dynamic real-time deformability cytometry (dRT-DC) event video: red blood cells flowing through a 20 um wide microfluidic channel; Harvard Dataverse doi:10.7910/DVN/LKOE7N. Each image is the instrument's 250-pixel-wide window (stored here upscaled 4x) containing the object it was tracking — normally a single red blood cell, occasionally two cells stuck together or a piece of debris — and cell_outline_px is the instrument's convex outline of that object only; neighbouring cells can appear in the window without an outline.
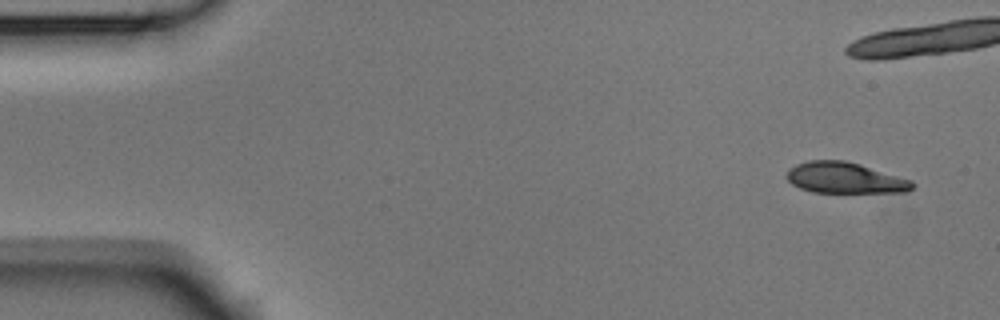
{"species": "Egyptian fruit bat (a non-hibernating species)", "species_latin": "Rousettus aegyptiacus", "temperature_condition": "room temperature", "stored_images_in_passage": 8, "camera_frame_rate_fps": 3000, "um_per_image_px": 0.085, "animal": {"sex": "male"}, "frame": {"image": 1, "passage_image": 1, "time_ms": 0.0, "image_size_px": [1000, 320], "cell_outline_px": [[916, 184], [908, 192], [812, 192], [800, 188], [792, 184], [784, 176], [788, 168], [796, 164], [808, 160], [844, 160], [860, 164], [912, 180]], "centroid_in_image_um": [71.79, 15.11], "position_along_channel_um": 13.2, "area_um2": 22.83}}